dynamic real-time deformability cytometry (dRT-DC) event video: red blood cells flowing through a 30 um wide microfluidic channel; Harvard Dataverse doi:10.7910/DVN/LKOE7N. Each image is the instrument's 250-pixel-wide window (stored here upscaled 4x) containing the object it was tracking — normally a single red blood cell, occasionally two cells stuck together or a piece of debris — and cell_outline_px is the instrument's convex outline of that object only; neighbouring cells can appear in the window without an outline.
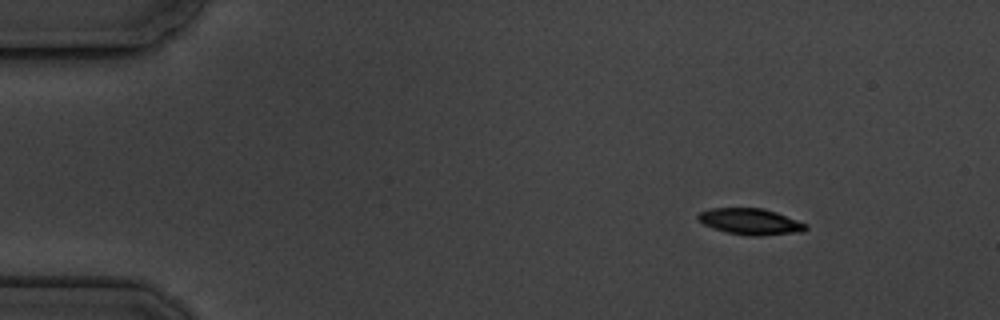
{"species": "common noctule bat (a hibernating species)", "species_latin": "Nyctalus noctula", "temperature_condition": "cold", "stored_images_in_passage": 6, "camera_frame_rate_fps": 3000, "um_per_image_px": 0.085, "animal": {"sex": "male", "body_mass_g": 19.5, "forearm_length_mm": 54.6}, "frame": {"image": 1, "passage_image": 2, "time_ms": 1.0, "image_size_px": [1000, 320], "cell_outline_px": [[808, 228], [804, 232], [760, 236], [748, 236], [724, 232], [712, 228], [704, 224], [696, 216], [700, 212], [712, 208], [764, 208], [776, 212], [808, 224]], "centroid_in_image_um": [63.82, 18.85], "position_along_channel_um": 21.2, "area_um2": 16.65}}
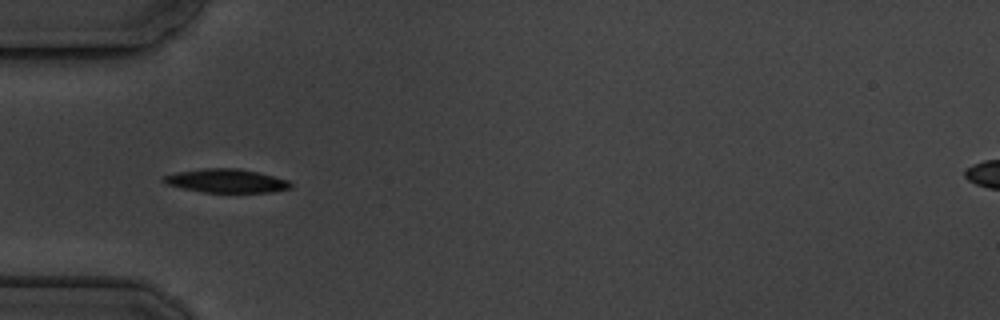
{"frame": {"image": 2, "passage_image": 5, "time_ms": 4.667, "image_size_px": [1000, 320], "cell_outline_px": [[292, 188], [272, 192], [204, 192], [184, 188], [168, 184], [160, 180], [164, 176], [176, 172], [204, 168], [240, 168], [288, 180], [292, 184]], "centroid_in_image_um": [19.25, 15.36], "position_along_channel_um": 65.8, "area_um2": 17.34}}